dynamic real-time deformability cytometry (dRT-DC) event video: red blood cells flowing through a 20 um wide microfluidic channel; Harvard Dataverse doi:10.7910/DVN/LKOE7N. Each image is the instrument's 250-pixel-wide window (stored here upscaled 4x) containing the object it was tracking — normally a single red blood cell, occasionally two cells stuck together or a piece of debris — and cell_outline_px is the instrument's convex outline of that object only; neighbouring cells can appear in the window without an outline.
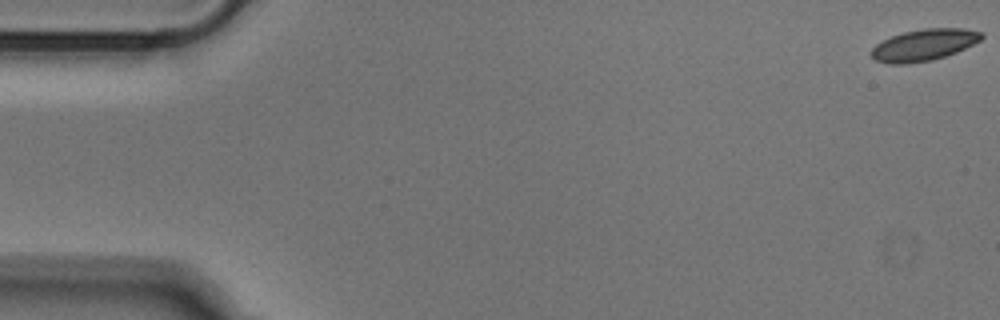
{"species": "Egyptian fruit bat (a non-hibernating species)", "species_latin": "Rousettus aegyptiacus", "temperature_condition": "cold", "stored_images_in_passage": 12, "camera_frame_rate_fps": 3000, "um_per_image_px": 0.085, "animal": {"sex": "male"}, "frame": {"image": 1, "passage_image": 1, "time_ms": 0.0, "image_size_px": [1000, 320], "cell_outline_px": [[984, 36], [980, 40], [956, 52], [932, 60], [908, 64], [888, 64], [876, 60], [872, 56], [872, 48], [876, 44], [892, 36], [904, 32], [924, 28], [964, 28], [984, 32]], "centroid_in_image_um": [78.55, 3.81], "position_along_channel_um": 6.5, "area_um2": 20.17}}